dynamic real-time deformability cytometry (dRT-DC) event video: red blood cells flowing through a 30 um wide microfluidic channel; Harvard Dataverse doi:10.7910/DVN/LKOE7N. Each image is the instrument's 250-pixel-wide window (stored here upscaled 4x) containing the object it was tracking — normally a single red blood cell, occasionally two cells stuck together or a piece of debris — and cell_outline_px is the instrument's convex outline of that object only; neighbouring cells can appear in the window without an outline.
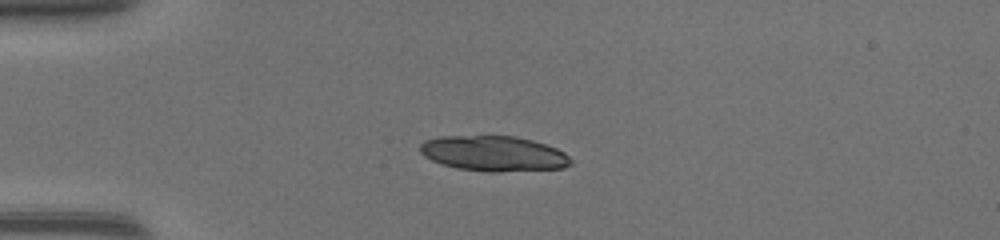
{"species": "common noctule bat (a hibernating species)", "species_latin": "Nyctalus noctula", "temperature_condition": "warm", "stored_images_in_passage": 32, "camera_frame_rate_fps": 3000, "um_per_image_px": 0.085, "animal": {"sex": "female", "body_mass_g": 17.0, "forearm_length_mm": 48.0}, "frame": {"image": 1, "passage_image": 1, "time_ms": 0.0, "image_size_px": [1000, 240], "cell_outline_px": [[572, 164], [564, 168], [496, 172], [488, 172], [456, 168], [432, 160], [424, 156], [420, 152], [420, 144], [424, 140], [440, 136], [516, 136], [532, 140], [556, 148], [564, 152], [572, 160]], "centroid_in_image_um": [41.97, 13.05], "position_along_channel_um": 43.0, "area_um2": 31.04}}